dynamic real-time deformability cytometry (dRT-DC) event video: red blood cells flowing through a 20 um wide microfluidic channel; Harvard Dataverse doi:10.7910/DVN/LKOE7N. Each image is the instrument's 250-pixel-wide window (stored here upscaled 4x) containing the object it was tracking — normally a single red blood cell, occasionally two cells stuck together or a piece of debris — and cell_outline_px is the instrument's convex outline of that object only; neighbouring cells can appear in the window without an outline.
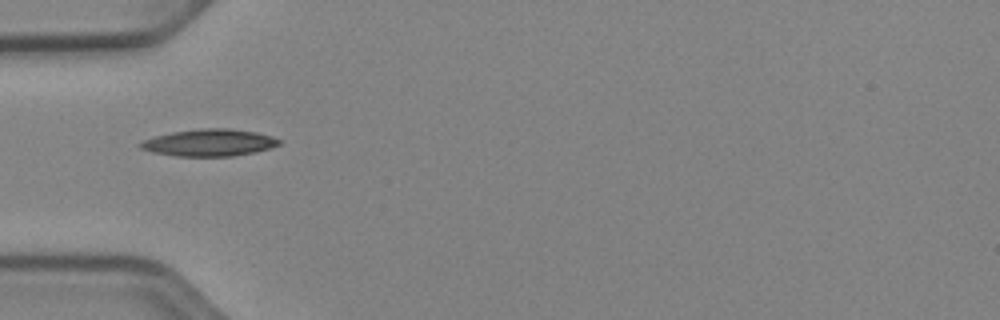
{"species": "Egyptian fruit bat (a non-hibernating species)", "species_latin": "Rousettus aegyptiacus", "temperature_condition": "cold", "stored_images_in_passage": 14, "camera_frame_rate_fps": 3000, "um_per_image_px": 0.085, "animal": {"sex": "female"}, "frame": {"image": 1, "passage_image": 1, "time_ms": 0.0, "image_size_px": [1000, 320], "cell_outline_px": [[280, 144], [256, 152], [232, 156], [176, 156], [152, 152], [140, 148], [136, 144], [144, 140], [156, 136], [172, 132], [200, 128], [228, 128], [256, 132], [272, 136], [280, 140]], "centroid_in_image_um": [17.77, 12.12], "position_along_channel_um": 67.2, "area_um2": 21.79}}
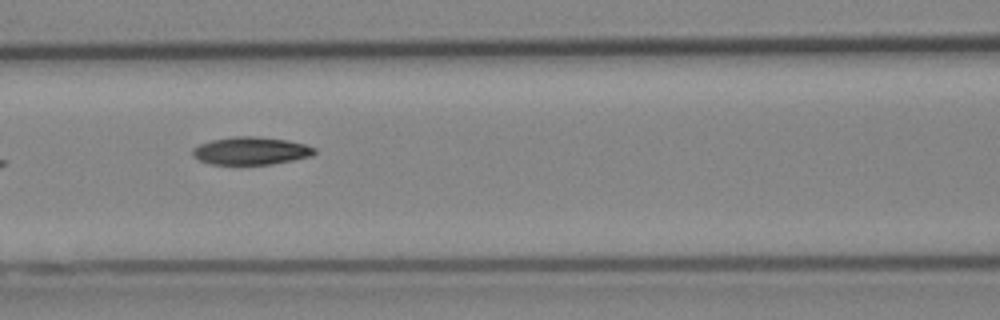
{"frame": {"image": 2, "passage_image": 7, "time_ms": 2.0, "image_size_px": [1000, 320], "cell_outline_px": [[316, 152], [312, 156], [272, 164], [208, 164], [192, 156], [192, 148], [200, 144], [212, 140], [232, 136], [256, 136], [288, 140], [304, 144], [316, 148]], "centroid_in_image_um": [21.32, 12.81], "position_along_channel_um": 145.3, "area_um2": 19.77}}
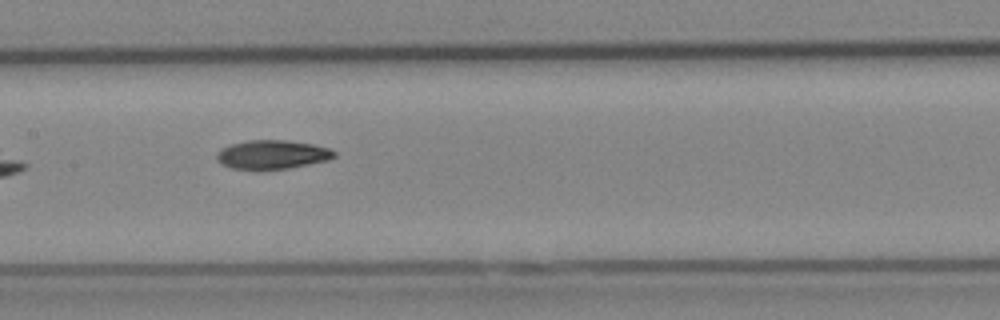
{"frame": {"image": 3, "passage_image": 10, "time_ms": 3.0, "image_size_px": [1000, 320], "cell_outline_px": [[336, 156], [328, 160], [288, 168], [232, 168], [216, 160], [216, 152], [220, 148], [228, 144], [248, 140], [284, 140], [312, 144], [328, 148], [336, 152]], "centroid_in_image_um": [23.11, 13.11], "position_along_channel_um": 184.3, "area_um2": 19.48}}